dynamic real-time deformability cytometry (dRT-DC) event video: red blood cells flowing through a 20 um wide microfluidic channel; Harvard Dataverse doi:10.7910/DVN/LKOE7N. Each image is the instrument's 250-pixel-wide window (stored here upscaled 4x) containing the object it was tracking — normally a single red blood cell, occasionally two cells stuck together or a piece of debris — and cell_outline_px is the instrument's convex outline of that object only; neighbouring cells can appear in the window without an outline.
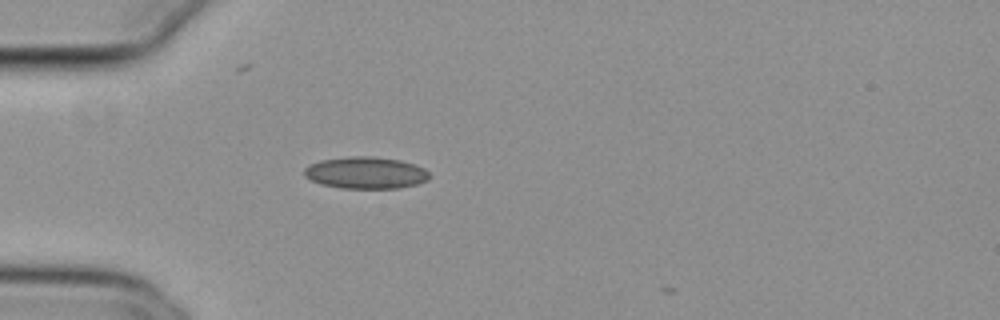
{"species": "common noctule bat (a hibernating species)", "species_latin": "Nyctalus noctula", "temperature_condition": "cold", "stored_images_in_passage": 6, "camera_frame_rate_fps": 3000, "um_per_image_px": 0.085, "animal": {"sex": "female", "body_mass_g": 29.2, "forearm_length_mm": 56.3}, "frame": {"image": 1, "passage_image": 1, "time_ms": 0.0, "image_size_px": [1000, 320], "cell_outline_px": [[428, 180], [416, 184], [400, 188], [340, 188], [320, 184], [304, 176], [304, 168], [308, 164], [320, 160], [352, 156], [372, 156], [400, 160], [424, 168], [428, 172]], "centroid_in_image_um": [31.05, 14.68], "position_along_channel_um": 54.0, "area_um2": 23.24}}
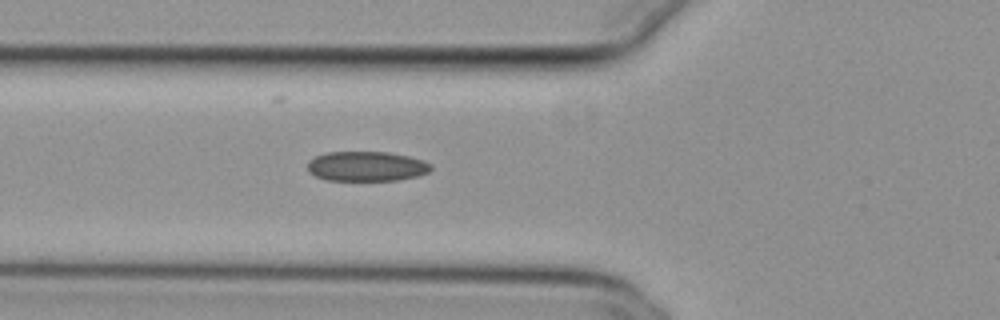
{"frame": {"image": 2, "passage_image": 5, "time_ms": 1.333, "image_size_px": [1000, 320], "cell_outline_px": [[432, 168], [428, 172], [416, 176], [396, 180], [328, 180], [316, 176], [308, 172], [308, 160], [316, 156], [328, 152], [388, 152], [408, 156], [432, 164]], "centroid_in_image_um": [31.13, 14.13], "position_along_channel_um": 94.7, "area_um2": 21.27}}